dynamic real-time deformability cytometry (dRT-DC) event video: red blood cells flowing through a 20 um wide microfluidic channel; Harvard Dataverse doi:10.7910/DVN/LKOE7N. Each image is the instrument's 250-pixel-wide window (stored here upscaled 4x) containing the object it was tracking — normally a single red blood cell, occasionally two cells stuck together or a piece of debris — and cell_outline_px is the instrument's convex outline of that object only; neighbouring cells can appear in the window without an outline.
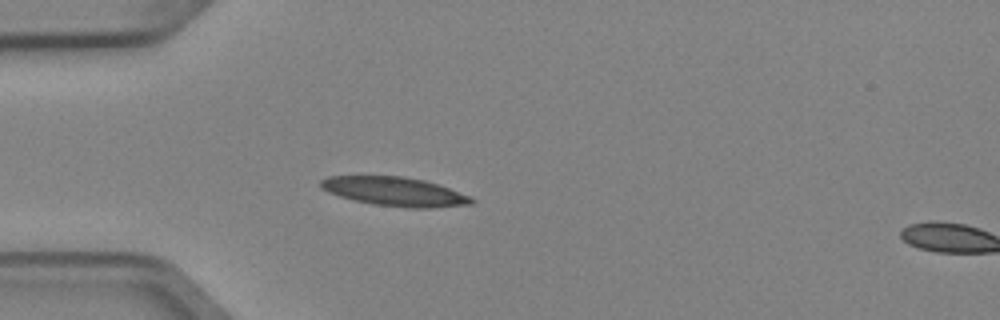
{"species": "Egyptian fruit bat (a non-hibernating species)", "species_latin": "Rousettus aegyptiacus", "temperature_condition": "cold", "stored_images_in_passage": 6, "segment_of_instrument_passage": [1, 2], "camera_frame_rate_fps": 3000, "um_per_image_px": 0.085, "animal": {"sex": "female"}, "frame": {"image": 1, "passage_image": 5, "time_ms": 1.333, "image_size_px": [1000, 320], "cell_outline_px": [[476, 200], [472, 204], [432, 208], [408, 208], [372, 204], [340, 196], [328, 192], [320, 188], [320, 180], [328, 176], [404, 176], [424, 180], [448, 188], [468, 196]], "centroid_in_image_um": [33.53, 16.28], "position_along_channel_um": 51.5, "area_um2": 25.32}}